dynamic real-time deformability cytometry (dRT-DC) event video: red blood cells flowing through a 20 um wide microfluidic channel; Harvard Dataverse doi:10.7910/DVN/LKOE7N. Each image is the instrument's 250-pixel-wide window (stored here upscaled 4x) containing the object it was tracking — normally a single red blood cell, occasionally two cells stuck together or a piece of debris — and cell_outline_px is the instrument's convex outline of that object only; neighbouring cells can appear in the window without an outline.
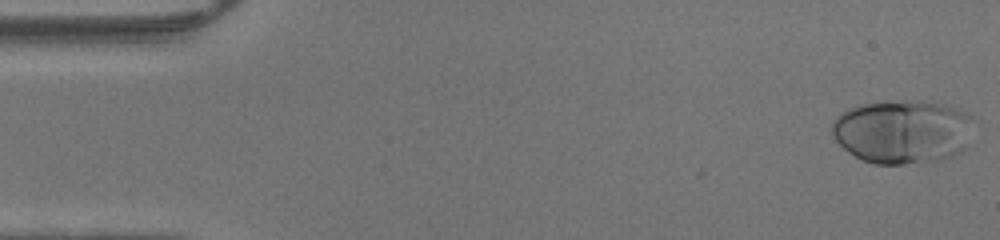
{"species": "human", "species_latin": "Homo sapiens", "temperature_condition": "warm", "stored_images_in_passage": 47, "camera_frame_rate_fps": 3000, "um_per_image_px": 0.085, "donor": {"sex": "male"}, "frame": {"image": 1, "passage_image": 1, "time_ms": 0.0, "image_size_px": [1000, 240], "cell_outline_px": [[976, 120], [968, 144], [960, 152], [952, 156], [940, 160], [904, 164], [876, 164], [864, 160], [848, 152], [832, 136], [832, 120], [840, 112], [848, 108], [860, 104], [880, 100], [920, 100], [944, 104], [960, 108], [972, 116]], "centroid_in_image_um": [76.75, 11.15], "position_along_channel_um": 8.2, "area_um2": 53.87}}
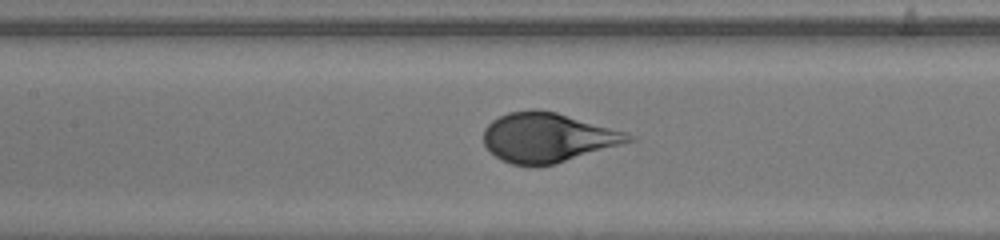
{"frame": {"image": 2, "passage_image": 21, "time_ms": 6.667, "image_size_px": [1000, 240], "cell_outline_px": [[636, 140], [556, 164], [512, 164], [496, 156], [484, 144], [484, 128], [492, 120], [508, 112], [532, 108], [536, 108], [556, 112], [628, 132], [636, 136]], "centroid_in_image_um": [46.6, 11.66], "position_along_channel_um": 160.8, "area_um2": 41.62}}
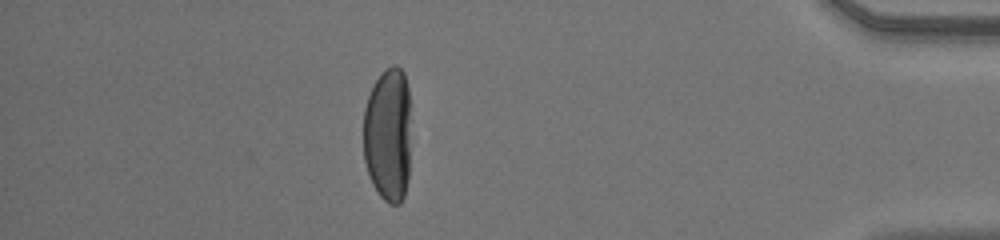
{"frame": {"image": 3, "passage_image": 41, "time_ms": 13.333, "image_size_px": [1000, 240], "cell_outline_px": [[408, 180], [404, 196], [400, 204], [388, 204], [380, 196], [372, 184], [364, 160], [364, 108], [368, 96], [376, 80], [384, 68], [392, 64], [396, 64], [404, 72], [408, 88]], "centroid_in_image_um": [32.96, 11.44], "position_along_channel_um": 402.2, "area_um2": 37.17}}